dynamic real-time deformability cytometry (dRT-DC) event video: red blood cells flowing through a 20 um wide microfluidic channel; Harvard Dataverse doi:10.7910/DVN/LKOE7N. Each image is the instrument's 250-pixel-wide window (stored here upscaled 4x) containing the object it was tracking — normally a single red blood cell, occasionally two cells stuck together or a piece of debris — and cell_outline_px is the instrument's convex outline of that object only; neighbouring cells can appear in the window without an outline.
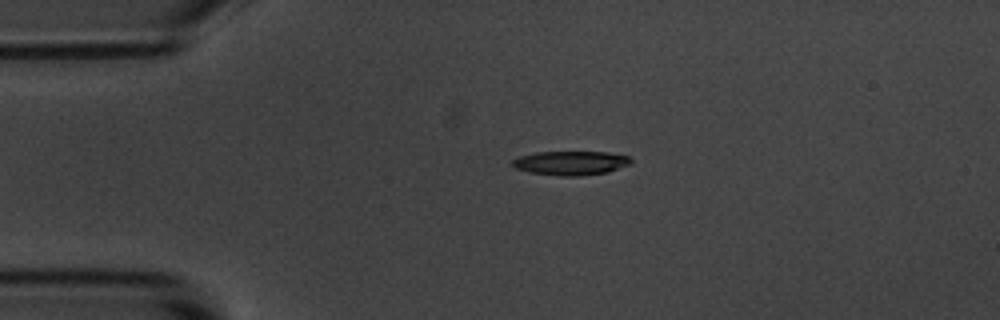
{"species": "common noctule bat (a hibernating species)", "species_latin": "Nyctalus noctula", "temperature_condition": "room temperature", "stored_images_in_passage": 2, "camera_frame_rate_fps": 3000, "um_per_image_px": 0.085, "animal": {"sex": "male", "body_mass_g": 20.1, "forearm_length_mm": 53.5}, "frame": {"image": 1, "passage_image": 1, "time_ms": 0.0, "image_size_px": [1000, 320], "cell_outline_px": [[632, 164], [608, 172], [580, 176], [560, 176], [528, 172], [516, 168], [512, 164], [512, 160], [520, 156], [536, 152], [608, 152], [628, 156], [632, 160]], "centroid_in_image_um": [48.54, 13.86], "position_along_channel_um": 36.5, "area_um2": 16.7}}
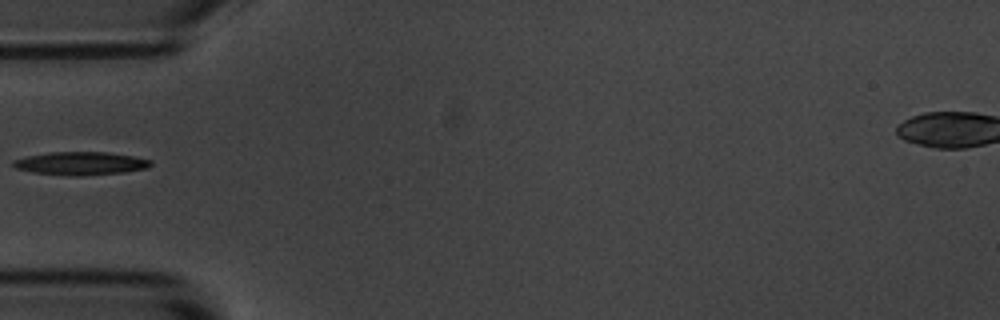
{"frame": {"image": 2, "passage_image": 2, "time_ms": 2.0, "image_size_px": [1000, 320], "cell_outline_px": [[152, 164], [148, 168], [124, 172], [80, 176], [76, 176], [32, 172], [16, 168], [12, 164], [12, 160], [28, 156], [52, 152], [104, 152], [132, 156], [152, 160]], "centroid_in_image_um": [6.87, 13.89], "position_along_channel_um": 78.1, "area_um2": 18.38}}